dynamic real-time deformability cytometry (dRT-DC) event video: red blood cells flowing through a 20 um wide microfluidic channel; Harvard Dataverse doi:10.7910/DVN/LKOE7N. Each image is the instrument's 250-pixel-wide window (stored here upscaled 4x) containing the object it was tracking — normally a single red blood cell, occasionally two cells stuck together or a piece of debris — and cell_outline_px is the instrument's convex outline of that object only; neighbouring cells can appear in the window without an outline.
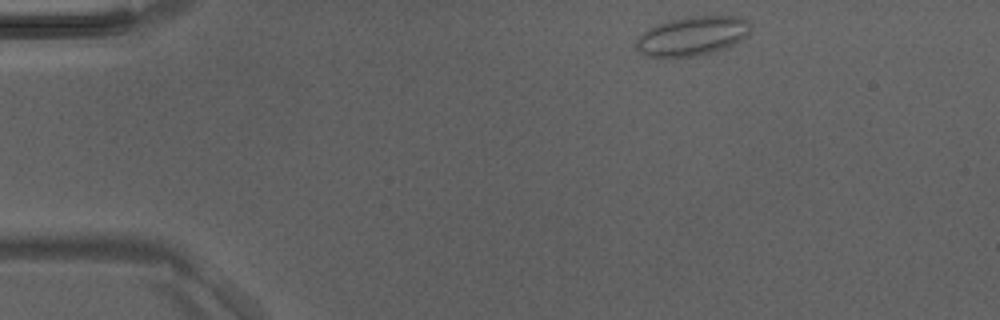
{"species": "Egyptian fruit bat (a non-hibernating species)", "species_latin": "Rousettus aegyptiacus", "temperature_condition": "room temperature", "stored_images_in_passage": 3, "camera_frame_rate_fps": 3000, "um_per_image_px": 0.085, "animal": {"sex": "male"}, "frame": {"image": 1, "passage_image": 1, "time_ms": 0.0, "image_size_px": [1000, 320], "cell_outline_px": [[752, 28], [748, 36], [716, 52], [696, 56], [644, 56], [636, 48], [636, 40], [648, 28], [656, 24], [668, 20], [692, 16], [736, 16], [748, 20], [752, 24]], "centroid_in_image_um": [58.88, 3.05], "position_along_channel_um": 26.1, "area_um2": 26.18}}
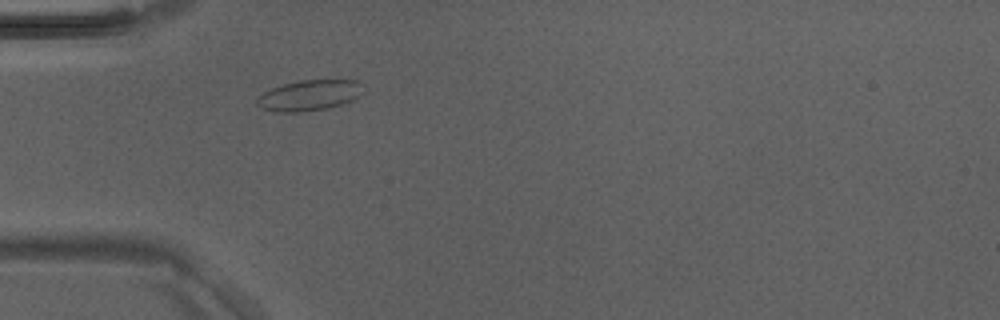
{"frame": {"image": 2, "passage_image": 3, "time_ms": 0.667, "image_size_px": [1000, 320], "cell_outline_px": [[364, 84], [360, 92], [352, 100], [344, 104], [328, 108], [300, 112], [280, 112], [260, 108], [256, 104], [256, 100], [264, 92], [272, 88], [284, 84], [300, 80], [356, 80]], "centroid_in_image_um": [26.28, 8.1], "position_along_channel_um": 58.7, "area_um2": 18.84}}